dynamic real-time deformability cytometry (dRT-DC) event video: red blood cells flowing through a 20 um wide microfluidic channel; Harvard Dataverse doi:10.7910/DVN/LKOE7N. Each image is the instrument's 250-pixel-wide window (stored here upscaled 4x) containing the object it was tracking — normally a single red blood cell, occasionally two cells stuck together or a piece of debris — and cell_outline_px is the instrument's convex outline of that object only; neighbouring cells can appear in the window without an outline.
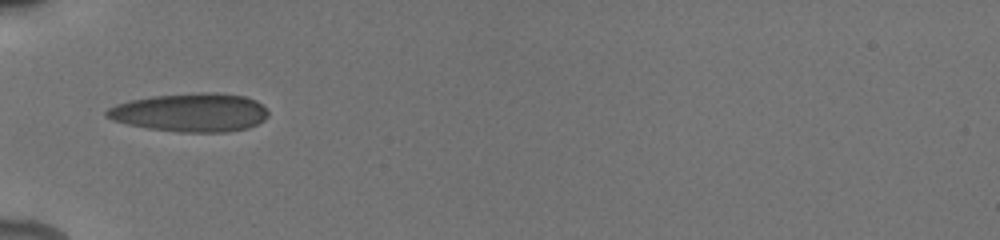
{"species": "human", "species_latin": "Homo sapiens", "temperature_condition": "cold", "stored_images_in_passage": 7, "camera_frame_rate_fps": 3000, "um_per_image_px": 0.085, "donor": {"sex": "male"}, "frame": {"image": 1, "passage_image": 1, "time_ms": 0.0, "image_size_px": [1000, 240], "cell_outline_px": [[268, 116], [264, 120], [248, 128], [228, 132], [180, 132], [148, 128], [128, 124], [112, 120], [104, 116], [104, 112], [108, 108], [116, 104], [132, 100], [152, 96], [200, 92], [216, 92], [244, 96], [256, 100], [268, 112]], "centroid_in_image_um": [16.18, 9.56], "position_along_channel_um": 68.8, "area_um2": 36.3}}
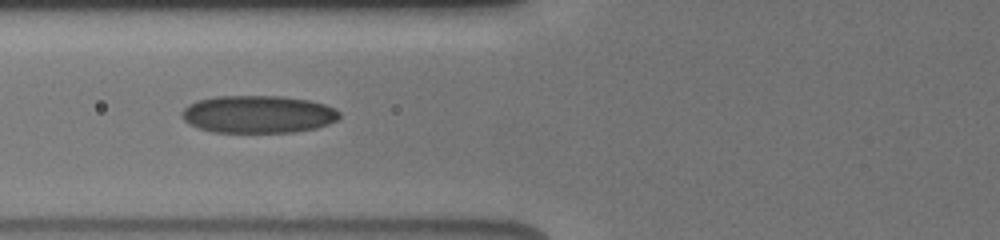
{"frame": {"image": 2, "passage_image": 2, "time_ms": 1.0, "image_size_px": [1000, 240], "cell_outline_px": [[340, 116], [336, 120], [328, 124], [316, 128], [292, 132], [212, 132], [188, 124], [180, 116], [184, 108], [188, 104], [196, 100], [216, 96], [284, 96], [308, 100], [324, 104], [336, 108], [340, 112]], "centroid_in_image_um": [21.92, 9.7], "position_along_channel_um": 103.9, "area_um2": 34.68}}
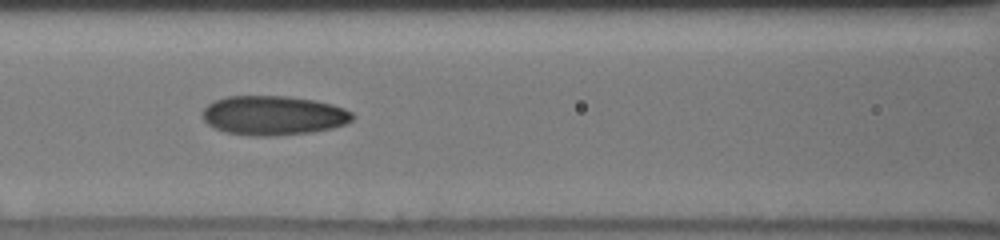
{"frame": {"image": 3, "passage_image": 4, "time_ms": 2.0, "image_size_px": [1000, 240], "cell_outline_px": [[356, 116], [352, 120], [344, 124], [332, 128], [312, 132], [272, 136], [248, 136], [224, 132], [208, 124], [204, 120], [204, 108], [208, 104], [216, 100], [228, 96], [288, 96], [312, 100], [332, 104], [344, 108], [352, 112]], "centroid_in_image_um": [23.26, 9.82], "position_along_channel_um": 143.3, "area_um2": 34.39}}